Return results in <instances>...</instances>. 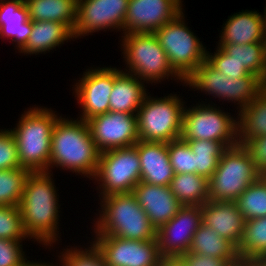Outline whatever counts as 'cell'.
<instances>
[{
    "label": "cell",
    "instance_id": "obj_4",
    "mask_svg": "<svg viewBox=\"0 0 266 266\" xmlns=\"http://www.w3.org/2000/svg\"><path fill=\"white\" fill-rule=\"evenodd\" d=\"M45 106H30L9 130L17 144L20 166L30 172H48L52 131L60 114Z\"/></svg>",
    "mask_w": 266,
    "mask_h": 266
},
{
    "label": "cell",
    "instance_id": "obj_3",
    "mask_svg": "<svg viewBox=\"0 0 266 266\" xmlns=\"http://www.w3.org/2000/svg\"><path fill=\"white\" fill-rule=\"evenodd\" d=\"M98 203L100 210L93 219V234L140 241L157 239V229L132 192L111 194Z\"/></svg>",
    "mask_w": 266,
    "mask_h": 266
},
{
    "label": "cell",
    "instance_id": "obj_46",
    "mask_svg": "<svg viewBox=\"0 0 266 266\" xmlns=\"http://www.w3.org/2000/svg\"><path fill=\"white\" fill-rule=\"evenodd\" d=\"M266 3V2H265ZM266 5V4H265ZM264 12L262 13V17H263V27H264V33H265V37H266V6L264 7Z\"/></svg>",
    "mask_w": 266,
    "mask_h": 266
},
{
    "label": "cell",
    "instance_id": "obj_20",
    "mask_svg": "<svg viewBox=\"0 0 266 266\" xmlns=\"http://www.w3.org/2000/svg\"><path fill=\"white\" fill-rule=\"evenodd\" d=\"M137 152L141 164V182L170 186L174 171L170 164L167 143L139 140Z\"/></svg>",
    "mask_w": 266,
    "mask_h": 266
},
{
    "label": "cell",
    "instance_id": "obj_31",
    "mask_svg": "<svg viewBox=\"0 0 266 266\" xmlns=\"http://www.w3.org/2000/svg\"><path fill=\"white\" fill-rule=\"evenodd\" d=\"M195 154V173L209 179L218 167L222 153L227 148L223 142L212 140H185Z\"/></svg>",
    "mask_w": 266,
    "mask_h": 266
},
{
    "label": "cell",
    "instance_id": "obj_29",
    "mask_svg": "<svg viewBox=\"0 0 266 266\" xmlns=\"http://www.w3.org/2000/svg\"><path fill=\"white\" fill-rule=\"evenodd\" d=\"M263 81L266 75L265 43L216 45Z\"/></svg>",
    "mask_w": 266,
    "mask_h": 266
},
{
    "label": "cell",
    "instance_id": "obj_37",
    "mask_svg": "<svg viewBox=\"0 0 266 266\" xmlns=\"http://www.w3.org/2000/svg\"><path fill=\"white\" fill-rule=\"evenodd\" d=\"M214 53L208 51L206 60L226 77L240 78L251 74L243 65L237 62L233 56L226 54L219 46L215 47Z\"/></svg>",
    "mask_w": 266,
    "mask_h": 266
},
{
    "label": "cell",
    "instance_id": "obj_22",
    "mask_svg": "<svg viewBox=\"0 0 266 266\" xmlns=\"http://www.w3.org/2000/svg\"><path fill=\"white\" fill-rule=\"evenodd\" d=\"M32 33V20L24 0H0V38L10 39L18 52Z\"/></svg>",
    "mask_w": 266,
    "mask_h": 266
},
{
    "label": "cell",
    "instance_id": "obj_25",
    "mask_svg": "<svg viewBox=\"0 0 266 266\" xmlns=\"http://www.w3.org/2000/svg\"><path fill=\"white\" fill-rule=\"evenodd\" d=\"M32 21H56L72 30L77 21V0H24Z\"/></svg>",
    "mask_w": 266,
    "mask_h": 266
},
{
    "label": "cell",
    "instance_id": "obj_30",
    "mask_svg": "<svg viewBox=\"0 0 266 266\" xmlns=\"http://www.w3.org/2000/svg\"><path fill=\"white\" fill-rule=\"evenodd\" d=\"M237 253L243 259L261 258L266 254V217L245 221Z\"/></svg>",
    "mask_w": 266,
    "mask_h": 266
},
{
    "label": "cell",
    "instance_id": "obj_50",
    "mask_svg": "<svg viewBox=\"0 0 266 266\" xmlns=\"http://www.w3.org/2000/svg\"><path fill=\"white\" fill-rule=\"evenodd\" d=\"M264 43H265V57H266V37H265Z\"/></svg>",
    "mask_w": 266,
    "mask_h": 266
},
{
    "label": "cell",
    "instance_id": "obj_6",
    "mask_svg": "<svg viewBox=\"0 0 266 266\" xmlns=\"http://www.w3.org/2000/svg\"><path fill=\"white\" fill-rule=\"evenodd\" d=\"M179 96L170 93L158 98L147 93L136 113L140 141L169 143L181 138L184 104L187 103Z\"/></svg>",
    "mask_w": 266,
    "mask_h": 266
},
{
    "label": "cell",
    "instance_id": "obj_12",
    "mask_svg": "<svg viewBox=\"0 0 266 266\" xmlns=\"http://www.w3.org/2000/svg\"><path fill=\"white\" fill-rule=\"evenodd\" d=\"M72 85L80 116L89 119L110 111V95L114 85V67H89L82 77Z\"/></svg>",
    "mask_w": 266,
    "mask_h": 266
},
{
    "label": "cell",
    "instance_id": "obj_36",
    "mask_svg": "<svg viewBox=\"0 0 266 266\" xmlns=\"http://www.w3.org/2000/svg\"><path fill=\"white\" fill-rule=\"evenodd\" d=\"M170 164L174 174L195 173V154L187 141L178 138L167 143Z\"/></svg>",
    "mask_w": 266,
    "mask_h": 266
},
{
    "label": "cell",
    "instance_id": "obj_15",
    "mask_svg": "<svg viewBox=\"0 0 266 266\" xmlns=\"http://www.w3.org/2000/svg\"><path fill=\"white\" fill-rule=\"evenodd\" d=\"M86 122L100 153L131 147L139 141L136 115L109 111Z\"/></svg>",
    "mask_w": 266,
    "mask_h": 266
},
{
    "label": "cell",
    "instance_id": "obj_35",
    "mask_svg": "<svg viewBox=\"0 0 266 266\" xmlns=\"http://www.w3.org/2000/svg\"><path fill=\"white\" fill-rule=\"evenodd\" d=\"M0 239L30 240L23 228L19 206L0 205Z\"/></svg>",
    "mask_w": 266,
    "mask_h": 266
},
{
    "label": "cell",
    "instance_id": "obj_18",
    "mask_svg": "<svg viewBox=\"0 0 266 266\" xmlns=\"http://www.w3.org/2000/svg\"><path fill=\"white\" fill-rule=\"evenodd\" d=\"M132 193L156 229L170 221L183 206L169 186L139 182Z\"/></svg>",
    "mask_w": 266,
    "mask_h": 266
},
{
    "label": "cell",
    "instance_id": "obj_45",
    "mask_svg": "<svg viewBox=\"0 0 266 266\" xmlns=\"http://www.w3.org/2000/svg\"><path fill=\"white\" fill-rule=\"evenodd\" d=\"M250 266H266V263L261 258H251Z\"/></svg>",
    "mask_w": 266,
    "mask_h": 266
},
{
    "label": "cell",
    "instance_id": "obj_11",
    "mask_svg": "<svg viewBox=\"0 0 266 266\" xmlns=\"http://www.w3.org/2000/svg\"><path fill=\"white\" fill-rule=\"evenodd\" d=\"M99 191L98 199L116 193H129L141 181V164L137 143L100 153L98 169L92 179Z\"/></svg>",
    "mask_w": 266,
    "mask_h": 266
},
{
    "label": "cell",
    "instance_id": "obj_42",
    "mask_svg": "<svg viewBox=\"0 0 266 266\" xmlns=\"http://www.w3.org/2000/svg\"><path fill=\"white\" fill-rule=\"evenodd\" d=\"M158 266H187L180 256L161 257Z\"/></svg>",
    "mask_w": 266,
    "mask_h": 266
},
{
    "label": "cell",
    "instance_id": "obj_23",
    "mask_svg": "<svg viewBox=\"0 0 266 266\" xmlns=\"http://www.w3.org/2000/svg\"><path fill=\"white\" fill-rule=\"evenodd\" d=\"M145 82L121 68L114 67V85L110 95V111L136 115L147 95Z\"/></svg>",
    "mask_w": 266,
    "mask_h": 266
},
{
    "label": "cell",
    "instance_id": "obj_17",
    "mask_svg": "<svg viewBox=\"0 0 266 266\" xmlns=\"http://www.w3.org/2000/svg\"><path fill=\"white\" fill-rule=\"evenodd\" d=\"M180 0H129L124 33H154L182 11Z\"/></svg>",
    "mask_w": 266,
    "mask_h": 266
},
{
    "label": "cell",
    "instance_id": "obj_24",
    "mask_svg": "<svg viewBox=\"0 0 266 266\" xmlns=\"http://www.w3.org/2000/svg\"><path fill=\"white\" fill-rule=\"evenodd\" d=\"M71 39L75 41L73 30L67 24L56 21H32V33L19 53H24V56L50 53Z\"/></svg>",
    "mask_w": 266,
    "mask_h": 266
},
{
    "label": "cell",
    "instance_id": "obj_28",
    "mask_svg": "<svg viewBox=\"0 0 266 266\" xmlns=\"http://www.w3.org/2000/svg\"><path fill=\"white\" fill-rule=\"evenodd\" d=\"M169 187L182 205L202 206L209 200L208 179L196 173L174 174Z\"/></svg>",
    "mask_w": 266,
    "mask_h": 266
},
{
    "label": "cell",
    "instance_id": "obj_10",
    "mask_svg": "<svg viewBox=\"0 0 266 266\" xmlns=\"http://www.w3.org/2000/svg\"><path fill=\"white\" fill-rule=\"evenodd\" d=\"M182 11L154 32L173 70L185 80L206 60V45L188 26Z\"/></svg>",
    "mask_w": 266,
    "mask_h": 266
},
{
    "label": "cell",
    "instance_id": "obj_32",
    "mask_svg": "<svg viewBox=\"0 0 266 266\" xmlns=\"http://www.w3.org/2000/svg\"><path fill=\"white\" fill-rule=\"evenodd\" d=\"M235 202L245 221L266 217V184L259 177Z\"/></svg>",
    "mask_w": 266,
    "mask_h": 266
},
{
    "label": "cell",
    "instance_id": "obj_8",
    "mask_svg": "<svg viewBox=\"0 0 266 266\" xmlns=\"http://www.w3.org/2000/svg\"><path fill=\"white\" fill-rule=\"evenodd\" d=\"M198 102L184 107L181 138L223 142L227 147L238 144L237 116L212 101Z\"/></svg>",
    "mask_w": 266,
    "mask_h": 266
},
{
    "label": "cell",
    "instance_id": "obj_38",
    "mask_svg": "<svg viewBox=\"0 0 266 266\" xmlns=\"http://www.w3.org/2000/svg\"><path fill=\"white\" fill-rule=\"evenodd\" d=\"M21 168L17 144L12 132L0 129V170Z\"/></svg>",
    "mask_w": 266,
    "mask_h": 266
},
{
    "label": "cell",
    "instance_id": "obj_21",
    "mask_svg": "<svg viewBox=\"0 0 266 266\" xmlns=\"http://www.w3.org/2000/svg\"><path fill=\"white\" fill-rule=\"evenodd\" d=\"M265 33L261 12L241 10L228 16L223 23L216 45H236L264 42Z\"/></svg>",
    "mask_w": 266,
    "mask_h": 266
},
{
    "label": "cell",
    "instance_id": "obj_33",
    "mask_svg": "<svg viewBox=\"0 0 266 266\" xmlns=\"http://www.w3.org/2000/svg\"><path fill=\"white\" fill-rule=\"evenodd\" d=\"M30 171L25 168L0 170V205L19 206Z\"/></svg>",
    "mask_w": 266,
    "mask_h": 266
},
{
    "label": "cell",
    "instance_id": "obj_1",
    "mask_svg": "<svg viewBox=\"0 0 266 266\" xmlns=\"http://www.w3.org/2000/svg\"><path fill=\"white\" fill-rule=\"evenodd\" d=\"M52 177L53 172H30L19 205L26 234L50 250L61 240L59 190Z\"/></svg>",
    "mask_w": 266,
    "mask_h": 266
},
{
    "label": "cell",
    "instance_id": "obj_14",
    "mask_svg": "<svg viewBox=\"0 0 266 266\" xmlns=\"http://www.w3.org/2000/svg\"><path fill=\"white\" fill-rule=\"evenodd\" d=\"M93 235L91 240L101 251L107 266H158L161 259L157 239L140 241Z\"/></svg>",
    "mask_w": 266,
    "mask_h": 266
},
{
    "label": "cell",
    "instance_id": "obj_13",
    "mask_svg": "<svg viewBox=\"0 0 266 266\" xmlns=\"http://www.w3.org/2000/svg\"><path fill=\"white\" fill-rule=\"evenodd\" d=\"M129 0H77V21L73 29L75 40L99 31L124 34V18ZM84 36V37H82Z\"/></svg>",
    "mask_w": 266,
    "mask_h": 266
},
{
    "label": "cell",
    "instance_id": "obj_40",
    "mask_svg": "<svg viewBox=\"0 0 266 266\" xmlns=\"http://www.w3.org/2000/svg\"><path fill=\"white\" fill-rule=\"evenodd\" d=\"M242 146L249 153L257 171L261 173L266 170V135L246 140Z\"/></svg>",
    "mask_w": 266,
    "mask_h": 266
},
{
    "label": "cell",
    "instance_id": "obj_48",
    "mask_svg": "<svg viewBox=\"0 0 266 266\" xmlns=\"http://www.w3.org/2000/svg\"><path fill=\"white\" fill-rule=\"evenodd\" d=\"M260 178L263 180V182L266 184V170L262 171L260 173Z\"/></svg>",
    "mask_w": 266,
    "mask_h": 266
},
{
    "label": "cell",
    "instance_id": "obj_5",
    "mask_svg": "<svg viewBox=\"0 0 266 266\" xmlns=\"http://www.w3.org/2000/svg\"><path fill=\"white\" fill-rule=\"evenodd\" d=\"M120 48L125 62L124 72L137 76L148 85L166 79L182 83L184 80L171 67L167 54L154 33H124Z\"/></svg>",
    "mask_w": 266,
    "mask_h": 266
},
{
    "label": "cell",
    "instance_id": "obj_19",
    "mask_svg": "<svg viewBox=\"0 0 266 266\" xmlns=\"http://www.w3.org/2000/svg\"><path fill=\"white\" fill-rule=\"evenodd\" d=\"M202 223L238 248L244 233L245 219L235 201L208 200L201 206Z\"/></svg>",
    "mask_w": 266,
    "mask_h": 266
},
{
    "label": "cell",
    "instance_id": "obj_2",
    "mask_svg": "<svg viewBox=\"0 0 266 266\" xmlns=\"http://www.w3.org/2000/svg\"><path fill=\"white\" fill-rule=\"evenodd\" d=\"M100 151L94 143L86 121L61 117L52 131L49 170L75 172L92 180L96 175Z\"/></svg>",
    "mask_w": 266,
    "mask_h": 266
},
{
    "label": "cell",
    "instance_id": "obj_26",
    "mask_svg": "<svg viewBox=\"0 0 266 266\" xmlns=\"http://www.w3.org/2000/svg\"><path fill=\"white\" fill-rule=\"evenodd\" d=\"M188 252L223 258L229 263L239 258L237 248L230 241L220 237L212 228L203 223L194 233Z\"/></svg>",
    "mask_w": 266,
    "mask_h": 266
},
{
    "label": "cell",
    "instance_id": "obj_41",
    "mask_svg": "<svg viewBox=\"0 0 266 266\" xmlns=\"http://www.w3.org/2000/svg\"><path fill=\"white\" fill-rule=\"evenodd\" d=\"M180 257L187 266H227L229 264V262L223 258H215L190 252Z\"/></svg>",
    "mask_w": 266,
    "mask_h": 266
},
{
    "label": "cell",
    "instance_id": "obj_49",
    "mask_svg": "<svg viewBox=\"0 0 266 266\" xmlns=\"http://www.w3.org/2000/svg\"><path fill=\"white\" fill-rule=\"evenodd\" d=\"M261 259L266 263V254Z\"/></svg>",
    "mask_w": 266,
    "mask_h": 266
},
{
    "label": "cell",
    "instance_id": "obj_39",
    "mask_svg": "<svg viewBox=\"0 0 266 266\" xmlns=\"http://www.w3.org/2000/svg\"><path fill=\"white\" fill-rule=\"evenodd\" d=\"M23 241L0 239V266H19L27 258Z\"/></svg>",
    "mask_w": 266,
    "mask_h": 266
},
{
    "label": "cell",
    "instance_id": "obj_9",
    "mask_svg": "<svg viewBox=\"0 0 266 266\" xmlns=\"http://www.w3.org/2000/svg\"><path fill=\"white\" fill-rule=\"evenodd\" d=\"M259 177L260 173L241 144L227 147L208 179L209 200L235 201Z\"/></svg>",
    "mask_w": 266,
    "mask_h": 266
},
{
    "label": "cell",
    "instance_id": "obj_44",
    "mask_svg": "<svg viewBox=\"0 0 266 266\" xmlns=\"http://www.w3.org/2000/svg\"><path fill=\"white\" fill-rule=\"evenodd\" d=\"M227 266H250V259L238 258L236 261L229 263Z\"/></svg>",
    "mask_w": 266,
    "mask_h": 266
},
{
    "label": "cell",
    "instance_id": "obj_27",
    "mask_svg": "<svg viewBox=\"0 0 266 266\" xmlns=\"http://www.w3.org/2000/svg\"><path fill=\"white\" fill-rule=\"evenodd\" d=\"M236 115L239 144L242 145L246 140L266 135V94L261 91Z\"/></svg>",
    "mask_w": 266,
    "mask_h": 266
},
{
    "label": "cell",
    "instance_id": "obj_47",
    "mask_svg": "<svg viewBox=\"0 0 266 266\" xmlns=\"http://www.w3.org/2000/svg\"><path fill=\"white\" fill-rule=\"evenodd\" d=\"M262 91L266 94V75L262 81Z\"/></svg>",
    "mask_w": 266,
    "mask_h": 266
},
{
    "label": "cell",
    "instance_id": "obj_16",
    "mask_svg": "<svg viewBox=\"0 0 266 266\" xmlns=\"http://www.w3.org/2000/svg\"><path fill=\"white\" fill-rule=\"evenodd\" d=\"M201 223V206L183 205L170 221L157 229L160 256L176 257L187 253Z\"/></svg>",
    "mask_w": 266,
    "mask_h": 266
},
{
    "label": "cell",
    "instance_id": "obj_7",
    "mask_svg": "<svg viewBox=\"0 0 266 266\" xmlns=\"http://www.w3.org/2000/svg\"><path fill=\"white\" fill-rule=\"evenodd\" d=\"M189 85V86H188ZM184 86L203 93L219 102L234 103L237 113L245 108L262 91V81L254 74L232 79L203 61L185 80ZM221 99V100H220Z\"/></svg>",
    "mask_w": 266,
    "mask_h": 266
},
{
    "label": "cell",
    "instance_id": "obj_34",
    "mask_svg": "<svg viewBox=\"0 0 266 266\" xmlns=\"http://www.w3.org/2000/svg\"><path fill=\"white\" fill-rule=\"evenodd\" d=\"M87 247L67 246L57 255L55 266H107L98 247L90 240ZM69 247V248H68Z\"/></svg>",
    "mask_w": 266,
    "mask_h": 266
},
{
    "label": "cell",
    "instance_id": "obj_43",
    "mask_svg": "<svg viewBox=\"0 0 266 266\" xmlns=\"http://www.w3.org/2000/svg\"><path fill=\"white\" fill-rule=\"evenodd\" d=\"M51 265V263L49 262H42V261H36V259H35V262H34V260H32V261H30V260H28V259H26L23 263H21L19 266H50Z\"/></svg>",
    "mask_w": 266,
    "mask_h": 266
}]
</instances>
